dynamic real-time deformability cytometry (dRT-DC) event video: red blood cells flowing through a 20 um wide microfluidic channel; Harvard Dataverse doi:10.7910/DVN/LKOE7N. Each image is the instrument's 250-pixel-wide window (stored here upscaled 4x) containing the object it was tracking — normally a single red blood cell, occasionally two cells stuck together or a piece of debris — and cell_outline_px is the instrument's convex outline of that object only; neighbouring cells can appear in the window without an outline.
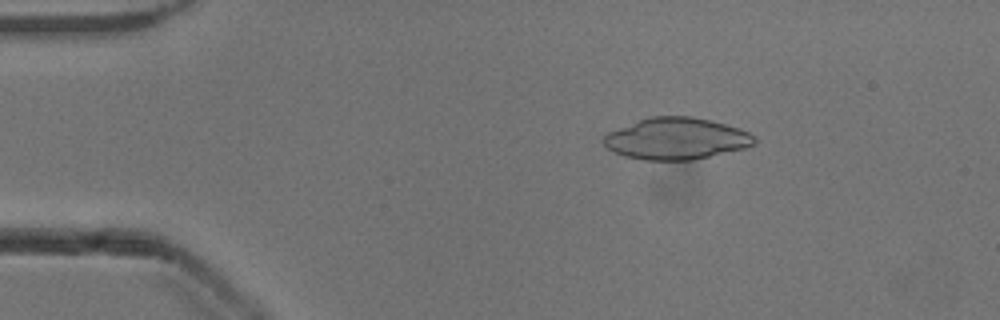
{"species": "common noctule bat (a hibernating species)", "species_latin": "Nyctalus noctula", "temperature_condition": "cold", "stored_images_in_passage": 52, "camera_frame_rate_fps": 3000, "um_per_image_px": 0.085, "animal": {"sex": "male", "body_mass_g": 13.3}, "frame": {"image": 1, "passage_image": 9, "time_ms": 2.667, "image_size_px": [1000, 320], "cell_outline_px": [[756, 144], [744, 148], [692, 160], [644, 160], [624, 156], [612, 152], [600, 140], [608, 132], [648, 116], [692, 116], [740, 128], [748, 132], [756, 140]], "centroid_in_image_um": [57.44, 11.78], "position_along_channel_um": 27.6, "area_um2": 36.59}}